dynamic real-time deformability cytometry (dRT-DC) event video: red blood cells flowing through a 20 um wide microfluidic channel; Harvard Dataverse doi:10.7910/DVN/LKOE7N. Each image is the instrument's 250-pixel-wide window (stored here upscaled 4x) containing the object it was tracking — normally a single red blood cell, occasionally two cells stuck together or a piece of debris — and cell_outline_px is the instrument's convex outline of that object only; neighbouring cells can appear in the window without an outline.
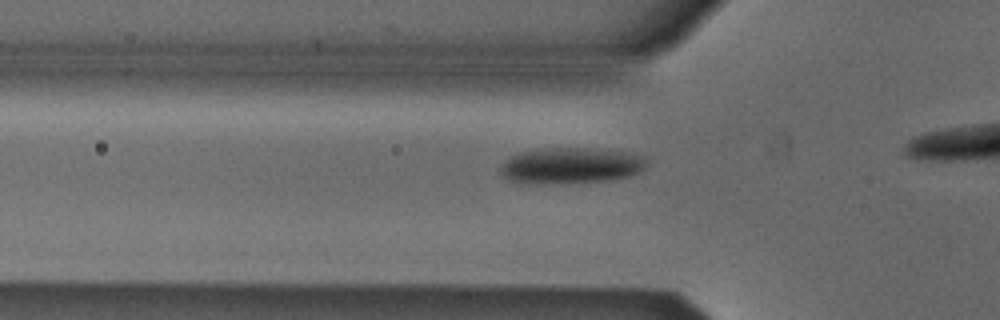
{"species": "Egyptian fruit bat (a non-hibernating species)", "species_latin": "Rousettus aegyptiacus", "temperature_condition": "cold", "stored_images_in_passage": 12, "camera_frame_rate_fps": 3000, "um_per_image_px": 0.085, "animal": {"sex": "male"}, "frame": {"image": 1, "passage_image": 3, "time_ms": 0.667, "image_size_px": [1000, 320], "cell_outline_px": [[648, 164], [640, 172], [628, 176], [608, 180], [540, 184], [528, 184], [508, 180], [500, 172], [500, 168], [504, 160], [520, 152], [548, 148], [584, 148], [624, 152], [644, 156]], "centroid_in_image_um": [48.49, 14.08], "position_along_channel_um": 77.3, "area_um2": 30.52}}
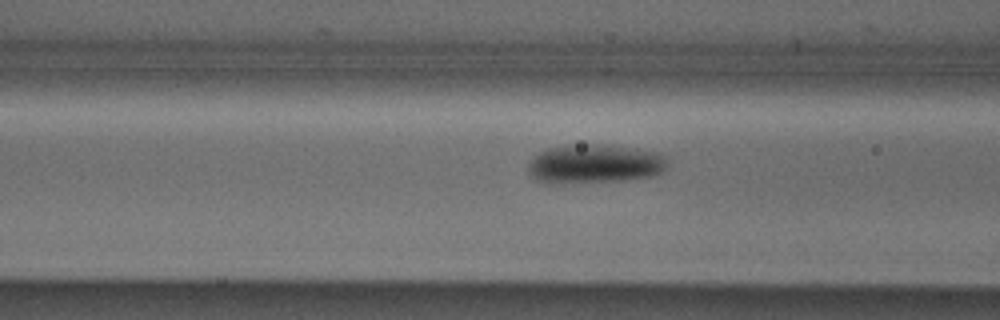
{"frame": {"image": 2, "passage_image": 6, "time_ms": 1.667, "image_size_px": [1000, 320], "cell_outline_px": [[664, 168], [660, 172], [652, 176], [624, 180], [556, 184], [544, 184], [536, 180], [528, 172], [528, 164], [540, 152], [548, 148], [584, 144], [612, 144], [636, 148], [656, 152], [664, 156]], "centroid_in_image_um": [50.49, 13.94], "position_along_channel_um": 116.1, "area_um2": 31.67}}
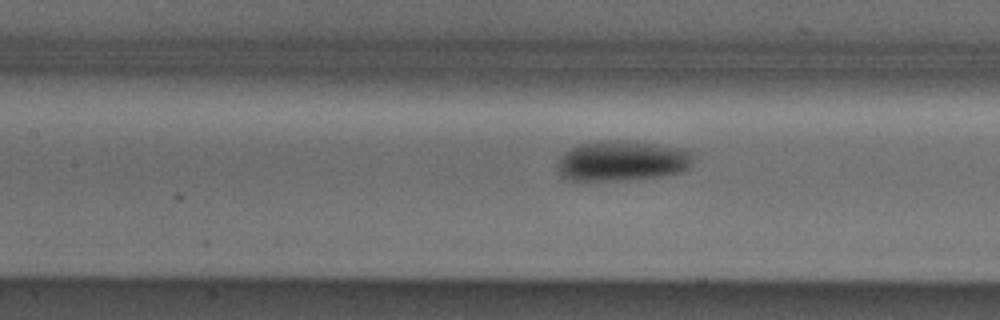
{"frame": {"image": 3, "passage_image": 9, "time_ms": 2.667, "image_size_px": [1000, 320], "cell_outline_px": [[692, 160], [688, 168], [680, 172], [660, 176], [628, 180], [564, 180], [556, 168], [560, 156], [564, 152], [580, 144], [600, 140], [608, 140], [652, 144], [684, 148], [692, 152]], "centroid_in_image_um": [52.83, 13.68], "position_along_channel_um": 154.6, "area_um2": 31.73}}